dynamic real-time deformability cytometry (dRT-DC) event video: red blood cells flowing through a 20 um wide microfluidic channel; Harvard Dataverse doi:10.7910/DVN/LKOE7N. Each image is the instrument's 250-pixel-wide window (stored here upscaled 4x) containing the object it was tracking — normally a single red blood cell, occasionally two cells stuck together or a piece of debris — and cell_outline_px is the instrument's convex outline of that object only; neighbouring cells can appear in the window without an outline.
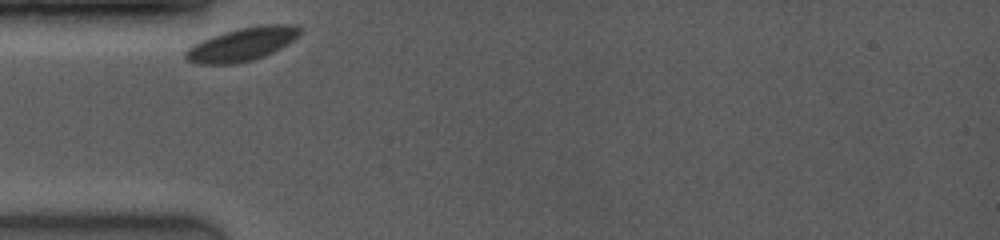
{"species": "common noctule bat (a hibernating species)", "species_latin": "Nyctalus noctula", "temperature_condition": "room temperature", "stored_images_in_passage": 5, "camera_frame_rate_fps": 4000, "um_per_image_px": 0.085, "animal": {"sex": "female", "body_mass_g": 19.0, "forearm_length_mm": 53.3}, "frame": {"image": 1, "passage_image": 1, "time_ms": 0.0, "image_size_px": [1000, 240], "cell_outline_px": [[300, 32], [292, 40], [280, 48], [272, 52], [248, 60], [232, 64], [204, 64], [188, 60], [184, 56], [184, 52], [192, 44], [200, 40], [224, 32], [240, 28], [264, 24], [292, 24], [300, 28]], "centroid_in_image_um": [20.52, 3.74], "position_along_channel_um": 64.5, "area_um2": 21.68}}
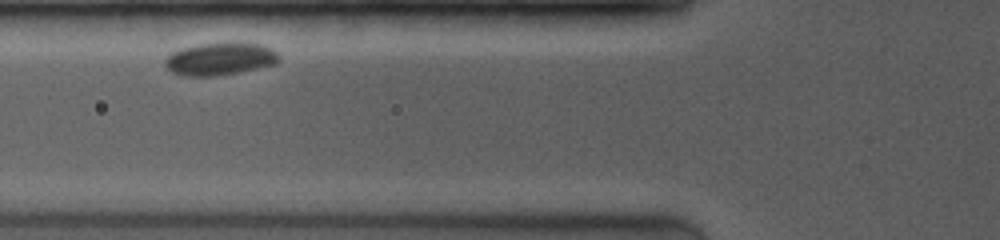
{"frame": {"image": 2, "passage_image": 2, "time_ms": 1.25, "image_size_px": [1000, 240], "cell_outline_px": [[280, 60], [272, 64], [236, 72], [212, 76], [192, 76], [172, 72], [164, 64], [164, 60], [172, 52], [180, 48], [196, 44], [228, 40], [260, 44], [272, 48], [280, 56]], "centroid_in_image_um": [18.69, 4.95], "position_along_channel_um": 107.1, "area_um2": 21.85}}